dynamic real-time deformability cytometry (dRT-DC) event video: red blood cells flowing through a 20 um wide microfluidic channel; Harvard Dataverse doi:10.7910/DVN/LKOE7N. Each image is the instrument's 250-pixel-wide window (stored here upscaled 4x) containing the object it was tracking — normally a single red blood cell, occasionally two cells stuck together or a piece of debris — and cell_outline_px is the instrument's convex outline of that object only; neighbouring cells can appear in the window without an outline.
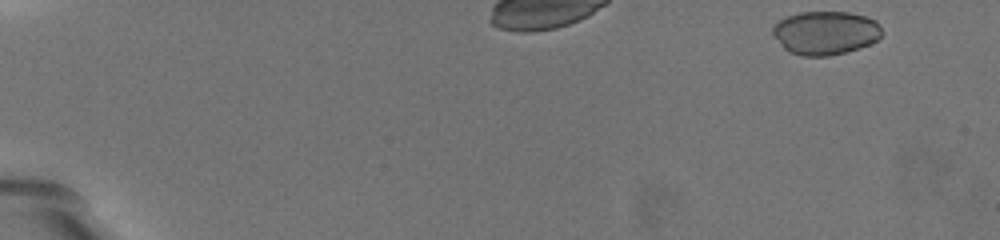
{"species": "common noctule bat (a hibernating species)", "species_latin": "Nyctalus noctula", "temperature_condition": "warm", "stored_images_in_passage": 40, "camera_frame_rate_fps": 3000, "um_per_image_px": 0.085, "animal": {"sex": "female", "body_mass_g": 19.5, "forearm_length_mm": 54.1}, "frame": {"image": 1, "passage_image": 2, "time_ms": 0.333, "image_size_px": [1000, 240], "cell_outline_px": [[884, 32], [876, 40], [860, 48], [828, 56], [800, 56], [788, 52], [784, 48], [772, 32], [772, 24], [788, 16], [800, 12], [848, 12], [864, 16], [876, 20], [880, 24]], "centroid_in_image_um": [70.17, 2.79], "position_along_channel_um": 14.8, "area_um2": 27.8}}